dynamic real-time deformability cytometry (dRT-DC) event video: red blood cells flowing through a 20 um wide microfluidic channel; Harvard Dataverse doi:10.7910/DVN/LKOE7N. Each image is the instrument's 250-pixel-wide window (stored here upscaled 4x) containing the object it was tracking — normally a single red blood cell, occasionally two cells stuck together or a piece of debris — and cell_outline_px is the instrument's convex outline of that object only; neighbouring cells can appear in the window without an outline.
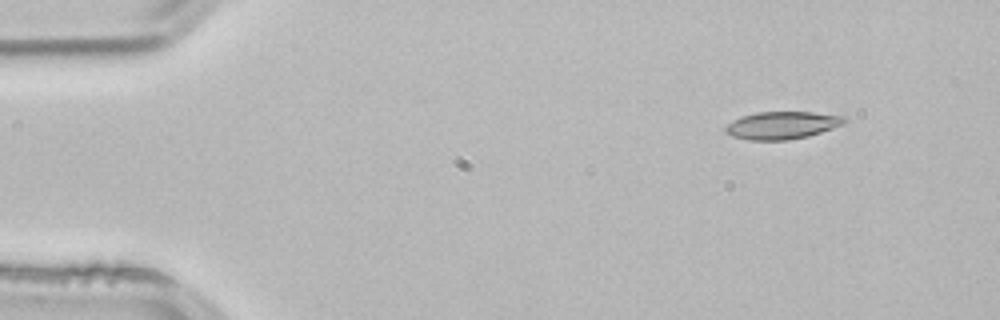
{"species": "common noctule bat (a hibernating species)", "species_latin": "Nyctalus noctula", "temperature_condition": "room temperature", "stored_images_in_passage": 3, "camera_frame_rate_fps": 3000, "um_per_image_px": 0.085, "animal": {"sex": "male", "body_mass_g": 21.5, "forearm_length_mm": 52.0}, "frame": {"image": 1, "passage_image": 1, "time_ms": 0.0, "image_size_px": [1000, 320], "cell_outline_px": [[848, 120], [832, 128], [808, 136], [788, 140], [748, 140], [732, 136], [724, 128], [732, 120], [740, 116], [756, 112], [812, 112], [844, 116]], "centroid_in_image_um": [66.44, 10.64], "position_along_channel_um": 18.6, "area_um2": 18.96}}
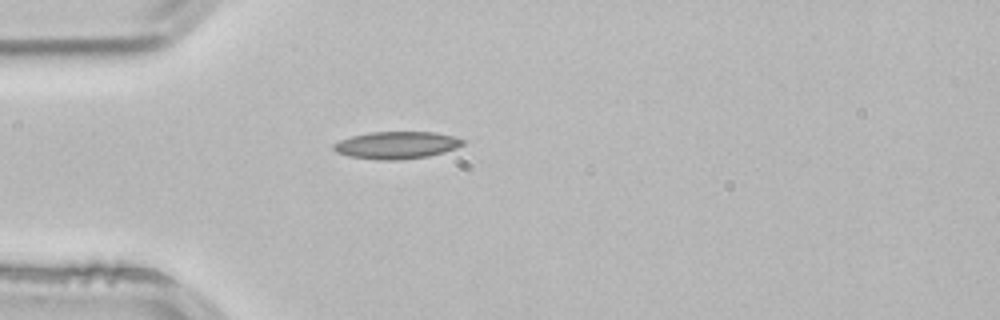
{"frame": {"image": 2, "passage_image": 3, "time_ms": 0.667, "image_size_px": [1000, 320], "cell_outline_px": [[464, 144], [456, 148], [444, 152], [428, 156], [400, 160], [380, 160], [348, 156], [336, 152], [332, 148], [332, 144], [340, 140], [352, 136], [368, 132], [436, 132], [452, 136], [464, 140]], "centroid_in_image_um": [33.69, 12.34], "position_along_channel_um": 51.3, "area_um2": 20.58}}